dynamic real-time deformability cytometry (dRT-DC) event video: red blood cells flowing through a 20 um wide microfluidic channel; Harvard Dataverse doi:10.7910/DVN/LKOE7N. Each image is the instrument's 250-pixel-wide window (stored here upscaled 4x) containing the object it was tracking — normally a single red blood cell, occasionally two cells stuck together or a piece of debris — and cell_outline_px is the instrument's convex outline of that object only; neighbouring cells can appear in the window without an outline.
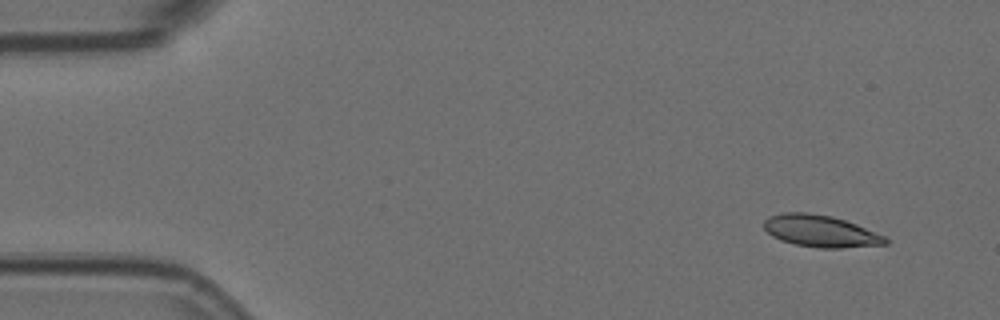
{"species": "Egyptian fruit bat (a non-hibernating species)", "species_latin": "Rousettus aegyptiacus", "temperature_condition": "room temperature", "stored_images_in_passage": 4, "camera_frame_rate_fps": 3000, "um_per_image_px": 0.085, "animal": {"sex": "female"}, "frame": {"image": 1, "passage_image": 1, "time_ms": 0.0, "image_size_px": [1000, 320], "cell_outline_px": [[888, 244], [840, 248], [820, 248], [796, 244], [780, 240], [772, 236], [764, 228], [764, 220], [768, 216], [784, 212], [808, 212], [832, 216], [856, 224], [884, 236], [888, 240]], "centroid_in_image_um": [69.72, 19.63], "position_along_channel_um": 15.3, "area_um2": 22.48}}
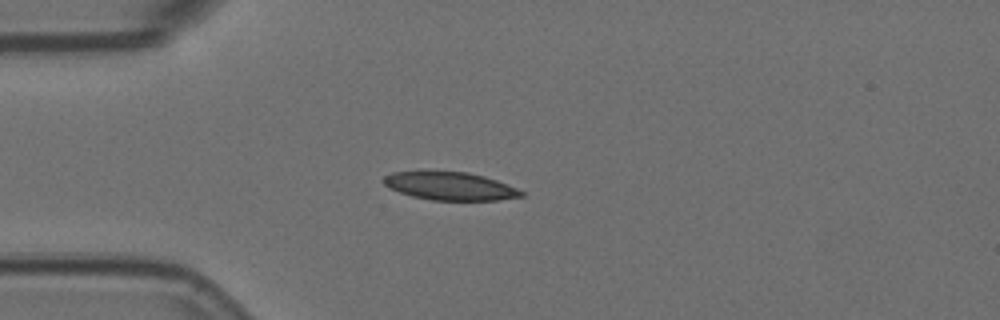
{"frame": {"image": 2, "passage_image": 4, "time_ms": 1.0, "image_size_px": [1000, 320], "cell_outline_px": [[524, 196], [500, 200], [432, 200], [412, 196], [388, 188], [384, 184], [384, 176], [392, 172], [468, 172], [484, 176], [496, 180], [516, 188], [524, 192]], "centroid_in_image_um": [38.27, 15.83], "position_along_channel_um": 46.7, "area_um2": 22.25}}